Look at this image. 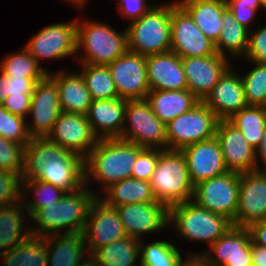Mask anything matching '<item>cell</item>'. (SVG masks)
Segmentation results:
<instances>
[{"label":"cell","mask_w":266,"mask_h":266,"mask_svg":"<svg viewBox=\"0 0 266 266\" xmlns=\"http://www.w3.org/2000/svg\"><path fill=\"white\" fill-rule=\"evenodd\" d=\"M142 149L120 138L99 139L84 159L85 186L99 197L100 191L103 193L112 184L130 178L137 155ZM95 184L99 189L94 188Z\"/></svg>","instance_id":"6da1fadb"},{"label":"cell","mask_w":266,"mask_h":266,"mask_svg":"<svg viewBox=\"0 0 266 266\" xmlns=\"http://www.w3.org/2000/svg\"><path fill=\"white\" fill-rule=\"evenodd\" d=\"M96 195L87 187L65 193L56 203L39 209L29 220L30 234L46 237L55 234L82 233ZM33 222V223H32Z\"/></svg>","instance_id":"7a4b0ae2"},{"label":"cell","mask_w":266,"mask_h":266,"mask_svg":"<svg viewBox=\"0 0 266 266\" xmlns=\"http://www.w3.org/2000/svg\"><path fill=\"white\" fill-rule=\"evenodd\" d=\"M128 50L126 27L118 31L106 21L77 19L78 64L108 66Z\"/></svg>","instance_id":"3957f363"},{"label":"cell","mask_w":266,"mask_h":266,"mask_svg":"<svg viewBox=\"0 0 266 266\" xmlns=\"http://www.w3.org/2000/svg\"><path fill=\"white\" fill-rule=\"evenodd\" d=\"M232 227L230 219L213 213L192 200L170 207L171 233L193 243H205L207 249Z\"/></svg>","instance_id":"277c9868"},{"label":"cell","mask_w":266,"mask_h":266,"mask_svg":"<svg viewBox=\"0 0 266 266\" xmlns=\"http://www.w3.org/2000/svg\"><path fill=\"white\" fill-rule=\"evenodd\" d=\"M129 51L140 55L171 50V1L155 4L139 19L126 26Z\"/></svg>","instance_id":"5b68a950"},{"label":"cell","mask_w":266,"mask_h":266,"mask_svg":"<svg viewBox=\"0 0 266 266\" xmlns=\"http://www.w3.org/2000/svg\"><path fill=\"white\" fill-rule=\"evenodd\" d=\"M150 185L155 199L168 206L192 200V184L184 154L179 150L159 149V158Z\"/></svg>","instance_id":"8992f818"},{"label":"cell","mask_w":266,"mask_h":266,"mask_svg":"<svg viewBox=\"0 0 266 266\" xmlns=\"http://www.w3.org/2000/svg\"><path fill=\"white\" fill-rule=\"evenodd\" d=\"M120 139L143 148L167 150L166 124L146 100H128Z\"/></svg>","instance_id":"52a82bcc"},{"label":"cell","mask_w":266,"mask_h":266,"mask_svg":"<svg viewBox=\"0 0 266 266\" xmlns=\"http://www.w3.org/2000/svg\"><path fill=\"white\" fill-rule=\"evenodd\" d=\"M72 20V21H71ZM47 25L25 43L24 48L42 66V61L76 57L77 19Z\"/></svg>","instance_id":"ba28073f"},{"label":"cell","mask_w":266,"mask_h":266,"mask_svg":"<svg viewBox=\"0 0 266 266\" xmlns=\"http://www.w3.org/2000/svg\"><path fill=\"white\" fill-rule=\"evenodd\" d=\"M219 119L203 102L166 124L167 150H179L215 137Z\"/></svg>","instance_id":"9c48e42d"},{"label":"cell","mask_w":266,"mask_h":266,"mask_svg":"<svg viewBox=\"0 0 266 266\" xmlns=\"http://www.w3.org/2000/svg\"><path fill=\"white\" fill-rule=\"evenodd\" d=\"M240 173L228 171L194 185L192 201L232 222L238 209Z\"/></svg>","instance_id":"30bf717a"},{"label":"cell","mask_w":266,"mask_h":266,"mask_svg":"<svg viewBox=\"0 0 266 266\" xmlns=\"http://www.w3.org/2000/svg\"><path fill=\"white\" fill-rule=\"evenodd\" d=\"M181 58L211 56L215 44L195 24L190 14L171 0V50Z\"/></svg>","instance_id":"8fae6325"},{"label":"cell","mask_w":266,"mask_h":266,"mask_svg":"<svg viewBox=\"0 0 266 266\" xmlns=\"http://www.w3.org/2000/svg\"><path fill=\"white\" fill-rule=\"evenodd\" d=\"M251 243L248 228L233 226L208 249L188 255H201L209 266H253Z\"/></svg>","instance_id":"7c38bea8"},{"label":"cell","mask_w":266,"mask_h":266,"mask_svg":"<svg viewBox=\"0 0 266 266\" xmlns=\"http://www.w3.org/2000/svg\"><path fill=\"white\" fill-rule=\"evenodd\" d=\"M61 112L59 90L56 83L47 75L36 83L32 94L30 111L26 118L29 136L47 137Z\"/></svg>","instance_id":"4fadbf2b"},{"label":"cell","mask_w":266,"mask_h":266,"mask_svg":"<svg viewBox=\"0 0 266 266\" xmlns=\"http://www.w3.org/2000/svg\"><path fill=\"white\" fill-rule=\"evenodd\" d=\"M88 252L127 236L117 208L108 206L99 197L92 202L82 231Z\"/></svg>","instance_id":"5bb4252c"},{"label":"cell","mask_w":266,"mask_h":266,"mask_svg":"<svg viewBox=\"0 0 266 266\" xmlns=\"http://www.w3.org/2000/svg\"><path fill=\"white\" fill-rule=\"evenodd\" d=\"M127 236L143 240L145 235L169 230L170 208L158 201L117 207Z\"/></svg>","instance_id":"9a60e30c"},{"label":"cell","mask_w":266,"mask_h":266,"mask_svg":"<svg viewBox=\"0 0 266 266\" xmlns=\"http://www.w3.org/2000/svg\"><path fill=\"white\" fill-rule=\"evenodd\" d=\"M47 138L85 159L96 146L99 138L94 134L86 115L61 112Z\"/></svg>","instance_id":"2e32d148"},{"label":"cell","mask_w":266,"mask_h":266,"mask_svg":"<svg viewBox=\"0 0 266 266\" xmlns=\"http://www.w3.org/2000/svg\"><path fill=\"white\" fill-rule=\"evenodd\" d=\"M119 98L145 100L150 91L146 56L127 51L108 65Z\"/></svg>","instance_id":"e0dca14e"},{"label":"cell","mask_w":266,"mask_h":266,"mask_svg":"<svg viewBox=\"0 0 266 266\" xmlns=\"http://www.w3.org/2000/svg\"><path fill=\"white\" fill-rule=\"evenodd\" d=\"M266 221V170L240 173L238 209L233 226Z\"/></svg>","instance_id":"ac0fdd59"},{"label":"cell","mask_w":266,"mask_h":266,"mask_svg":"<svg viewBox=\"0 0 266 266\" xmlns=\"http://www.w3.org/2000/svg\"><path fill=\"white\" fill-rule=\"evenodd\" d=\"M232 64L217 52L211 56L182 58L188 90L202 102Z\"/></svg>","instance_id":"d6986e66"},{"label":"cell","mask_w":266,"mask_h":266,"mask_svg":"<svg viewBox=\"0 0 266 266\" xmlns=\"http://www.w3.org/2000/svg\"><path fill=\"white\" fill-rule=\"evenodd\" d=\"M202 102L219 120H228L233 114L248 106L241 74L233 64L224 72Z\"/></svg>","instance_id":"ffe728a7"},{"label":"cell","mask_w":266,"mask_h":266,"mask_svg":"<svg viewBox=\"0 0 266 266\" xmlns=\"http://www.w3.org/2000/svg\"><path fill=\"white\" fill-rule=\"evenodd\" d=\"M181 152L186 158L189 177L193 185L228 172L216 137L189 145Z\"/></svg>","instance_id":"44dd1931"},{"label":"cell","mask_w":266,"mask_h":266,"mask_svg":"<svg viewBox=\"0 0 266 266\" xmlns=\"http://www.w3.org/2000/svg\"><path fill=\"white\" fill-rule=\"evenodd\" d=\"M215 137L219 141L228 171L256 170V152L242 133L228 120H219Z\"/></svg>","instance_id":"7402d4cb"},{"label":"cell","mask_w":266,"mask_h":266,"mask_svg":"<svg viewBox=\"0 0 266 266\" xmlns=\"http://www.w3.org/2000/svg\"><path fill=\"white\" fill-rule=\"evenodd\" d=\"M150 90H186L182 58L172 51L146 56Z\"/></svg>","instance_id":"603a6c76"},{"label":"cell","mask_w":266,"mask_h":266,"mask_svg":"<svg viewBox=\"0 0 266 266\" xmlns=\"http://www.w3.org/2000/svg\"><path fill=\"white\" fill-rule=\"evenodd\" d=\"M127 103L119 97L92 101L86 117L99 139L121 137Z\"/></svg>","instance_id":"cb8c5ba5"},{"label":"cell","mask_w":266,"mask_h":266,"mask_svg":"<svg viewBox=\"0 0 266 266\" xmlns=\"http://www.w3.org/2000/svg\"><path fill=\"white\" fill-rule=\"evenodd\" d=\"M48 76L59 90V104L63 112L86 115L93 99L81 74L62 67L50 71Z\"/></svg>","instance_id":"d4e9b609"},{"label":"cell","mask_w":266,"mask_h":266,"mask_svg":"<svg viewBox=\"0 0 266 266\" xmlns=\"http://www.w3.org/2000/svg\"><path fill=\"white\" fill-rule=\"evenodd\" d=\"M44 238L47 266H81L90 257L82 233L55 234Z\"/></svg>","instance_id":"484cf974"},{"label":"cell","mask_w":266,"mask_h":266,"mask_svg":"<svg viewBox=\"0 0 266 266\" xmlns=\"http://www.w3.org/2000/svg\"><path fill=\"white\" fill-rule=\"evenodd\" d=\"M72 153L63 149L47 137L31 138L25 146L24 171L22 179H38L45 166L60 165Z\"/></svg>","instance_id":"4316f807"},{"label":"cell","mask_w":266,"mask_h":266,"mask_svg":"<svg viewBox=\"0 0 266 266\" xmlns=\"http://www.w3.org/2000/svg\"><path fill=\"white\" fill-rule=\"evenodd\" d=\"M151 110L167 124L193 109L201 101L190 90H150L145 97Z\"/></svg>","instance_id":"83f0119b"},{"label":"cell","mask_w":266,"mask_h":266,"mask_svg":"<svg viewBox=\"0 0 266 266\" xmlns=\"http://www.w3.org/2000/svg\"><path fill=\"white\" fill-rule=\"evenodd\" d=\"M179 4L203 34L216 44L223 27L224 13L228 9L226 0H182Z\"/></svg>","instance_id":"f1b7e54d"},{"label":"cell","mask_w":266,"mask_h":266,"mask_svg":"<svg viewBox=\"0 0 266 266\" xmlns=\"http://www.w3.org/2000/svg\"><path fill=\"white\" fill-rule=\"evenodd\" d=\"M26 218L29 220L22 200L0 206V253L15 248L30 235Z\"/></svg>","instance_id":"f546056e"},{"label":"cell","mask_w":266,"mask_h":266,"mask_svg":"<svg viewBox=\"0 0 266 266\" xmlns=\"http://www.w3.org/2000/svg\"><path fill=\"white\" fill-rule=\"evenodd\" d=\"M222 25L215 50L221 56L236 63L237 60H242L247 52L250 30L239 24L229 9L224 13Z\"/></svg>","instance_id":"4dcf8cb0"},{"label":"cell","mask_w":266,"mask_h":266,"mask_svg":"<svg viewBox=\"0 0 266 266\" xmlns=\"http://www.w3.org/2000/svg\"><path fill=\"white\" fill-rule=\"evenodd\" d=\"M38 179L53 184L66 193L77 191L85 185L84 159L72 153L60 165L45 166Z\"/></svg>","instance_id":"1f68e13d"},{"label":"cell","mask_w":266,"mask_h":266,"mask_svg":"<svg viewBox=\"0 0 266 266\" xmlns=\"http://www.w3.org/2000/svg\"><path fill=\"white\" fill-rule=\"evenodd\" d=\"M99 198L114 208L132 203L157 201L152 193L150 182L132 177L112 184L101 193Z\"/></svg>","instance_id":"d6a6232c"},{"label":"cell","mask_w":266,"mask_h":266,"mask_svg":"<svg viewBox=\"0 0 266 266\" xmlns=\"http://www.w3.org/2000/svg\"><path fill=\"white\" fill-rule=\"evenodd\" d=\"M90 256L100 266H140V240L126 236L98 248Z\"/></svg>","instance_id":"836d02e7"},{"label":"cell","mask_w":266,"mask_h":266,"mask_svg":"<svg viewBox=\"0 0 266 266\" xmlns=\"http://www.w3.org/2000/svg\"><path fill=\"white\" fill-rule=\"evenodd\" d=\"M0 266H47L46 240L29 235L15 248L0 253Z\"/></svg>","instance_id":"e575fe53"},{"label":"cell","mask_w":266,"mask_h":266,"mask_svg":"<svg viewBox=\"0 0 266 266\" xmlns=\"http://www.w3.org/2000/svg\"><path fill=\"white\" fill-rule=\"evenodd\" d=\"M170 238L150 243L140 240V266H179L186 255L181 253L177 241Z\"/></svg>","instance_id":"d590c367"},{"label":"cell","mask_w":266,"mask_h":266,"mask_svg":"<svg viewBox=\"0 0 266 266\" xmlns=\"http://www.w3.org/2000/svg\"><path fill=\"white\" fill-rule=\"evenodd\" d=\"M228 121L234 125L256 150L266 127V107L246 106L233 114Z\"/></svg>","instance_id":"8d00e7d4"},{"label":"cell","mask_w":266,"mask_h":266,"mask_svg":"<svg viewBox=\"0 0 266 266\" xmlns=\"http://www.w3.org/2000/svg\"><path fill=\"white\" fill-rule=\"evenodd\" d=\"M65 191L55 187L53 184L40 179L26 180L22 179V198L24 207L29 219L41 208L58 202L64 195ZM28 194H33L30 199ZM29 197V198H28Z\"/></svg>","instance_id":"74e56055"},{"label":"cell","mask_w":266,"mask_h":266,"mask_svg":"<svg viewBox=\"0 0 266 266\" xmlns=\"http://www.w3.org/2000/svg\"><path fill=\"white\" fill-rule=\"evenodd\" d=\"M21 48L17 52L8 53L1 59L0 72L10 77L44 79L50 69L46 66H41L24 46Z\"/></svg>","instance_id":"f35d334b"},{"label":"cell","mask_w":266,"mask_h":266,"mask_svg":"<svg viewBox=\"0 0 266 266\" xmlns=\"http://www.w3.org/2000/svg\"><path fill=\"white\" fill-rule=\"evenodd\" d=\"M93 100L118 98L117 89L108 66L77 64Z\"/></svg>","instance_id":"ab89813d"},{"label":"cell","mask_w":266,"mask_h":266,"mask_svg":"<svg viewBox=\"0 0 266 266\" xmlns=\"http://www.w3.org/2000/svg\"><path fill=\"white\" fill-rule=\"evenodd\" d=\"M251 64L246 70L239 71L244 87V95L248 106L266 107V64L244 61ZM245 72V73H243ZM243 74V75H242Z\"/></svg>","instance_id":"60d3db41"},{"label":"cell","mask_w":266,"mask_h":266,"mask_svg":"<svg viewBox=\"0 0 266 266\" xmlns=\"http://www.w3.org/2000/svg\"><path fill=\"white\" fill-rule=\"evenodd\" d=\"M0 136L26 146L31 140L26 118L10 113L0 105Z\"/></svg>","instance_id":"b9f144b4"},{"label":"cell","mask_w":266,"mask_h":266,"mask_svg":"<svg viewBox=\"0 0 266 266\" xmlns=\"http://www.w3.org/2000/svg\"><path fill=\"white\" fill-rule=\"evenodd\" d=\"M24 159L25 146L0 136V170L10 171L22 178Z\"/></svg>","instance_id":"7bdbcfd3"},{"label":"cell","mask_w":266,"mask_h":266,"mask_svg":"<svg viewBox=\"0 0 266 266\" xmlns=\"http://www.w3.org/2000/svg\"><path fill=\"white\" fill-rule=\"evenodd\" d=\"M22 178L10 171L0 170V206L21 201Z\"/></svg>","instance_id":"ee69618b"},{"label":"cell","mask_w":266,"mask_h":266,"mask_svg":"<svg viewBox=\"0 0 266 266\" xmlns=\"http://www.w3.org/2000/svg\"><path fill=\"white\" fill-rule=\"evenodd\" d=\"M159 158V149L143 148L133 165L132 178L150 182Z\"/></svg>","instance_id":"f6af8a7d"},{"label":"cell","mask_w":266,"mask_h":266,"mask_svg":"<svg viewBox=\"0 0 266 266\" xmlns=\"http://www.w3.org/2000/svg\"><path fill=\"white\" fill-rule=\"evenodd\" d=\"M243 59L266 64V23L249 31L248 49Z\"/></svg>","instance_id":"bcb514c9"},{"label":"cell","mask_w":266,"mask_h":266,"mask_svg":"<svg viewBox=\"0 0 266 266\" xmlns=\"http://www.w3.org/2000/svg\"><path fill=\"white\" fill-rule=\"evenodd\" d=\"M118 1L119 14L123 16V19H127L130 22L139 19L147 11H149L157 1L154 0H115Z\"/></svg>","instance_id":"7dc6e473"},{"label":"cell","mask_w":266,"mask_h":266,"mask_svg":"<svg viewBox=\"0 0 266 266\" xmlns=\"http://www.w3.org/2000/svg\"><path fill=\"white\" fill-rule=\"evenodd\" d=\"M43 79L6 76V95H32L37 82Z\"/></svg>","instance_id":"c3c4849f"},{"label":"cell","mask_w":266,"mask_h":266,"mask_svg":"<svg viewBox=\"0 0 266 266\" xmlns=\"http://www.w3.org/2000/svg\"><path fill=\"white\" fill-rule=\"evenodd\" d=\"M226 3L228 9L232 12L239 24L246 27L248 30L254 28V21L258 16L255 10L246 7L245 4H239V0H226Z\"/></svg>","instance_id":"681fc988"},{"label":"cell","mask_w":266,"mask_h":266,"mask_svg":"<svg viewBox=\"0 0 266 266\" xmlns=\"http://www.w3.org/2000/svg\"><path fill=\"white\" fill-rule=\"evenodd\" d=\"M32 95H9L1 104L8 112L27 118Z\"/></svg>","instance_id":"f907efd6"},{"label":"cell","mask_w":266,"mask_h":266,"mask_svg":"<svg viewBox=\"0 0 266 266\" xmlns=\"http://www.w3.org/2000/svg\"><path fill=\"white\" fill-rule=\"evenodd\" d=\"M252 242L255 245L266 248V221H259L248 227Z\"/></svg>","instance_id":"816d5d0a"},{"label":"cell","mask_w":266,"mask_h":266,"mask_svg":"<svg viewBox=\"0 0 266 266\" xmlns=\"http://www.w3.org/2000/svg\"><path fill=\"white\" fill-rule=\"evenodd\" d=\"M256 152V170H266V127Z\"/></svg>","instance_id":"f5cc1de1"},{"label":"cell","mask_w":266,"mask_h":266,"mask_svg":"<svg viewBox=\"0 0 266 266\" xmlns=\"http://www.w3.org/2000/svg\"><path fill=\"white\" fill-rule=\"evenodd\" d=\"M253 266H266V248L251 243Z\"/></svg>","instance_id":"db71d44e"},{"label":"cell","mask_w":266,"mask_h":266,"mask_svg":"<svg viewBox=\"0 0 266 266\" xmlns=\"http://www.w3.org/2000/svg\"><path fill=\"white\" fill-rule=\"evenodd\" d=\"M179 266H209L201 255H186Z\"/></svg>","instance_id":"11a10c76"},{"label":"cell","mask_w":266,"mask_h":266,"mask_svg":"<svg viewBox=\"0 0 266 266\" xmlns=\"http://www.w3.org/2000/svg\"><path fill=\"white\" fill-rule=\"evenodd\" d=\"M239 4H245L252 10H255L258 14L263 11L266 13V5L262 0H239Z\"/></svg>","instance_id":"9f6ffc18"},{"label":"cell","mask_w":266,"mask_h":266,"mask_svg":"<svg viewBox=\"0 0 266 266\" xmlns=\"http://www.w3.org/2000/svg\"><path fill=\"white\" fill-rule=\"evenodd\" d=\"M62 2L67 3L69 6L72 8L75 7L77 8L78 12L82 11L81 14L86 10L85 8L88 7L89 3L91 0H61ZM88 4V5H87ZM87 5V6H86Z\"/></svg>","instance_id":"6f0895ef"},{"label":"cell","mask_w":266,"mask_h":266,"mask_svg":"<svg viewBox=\"0 0 266 266\" xmlns=\"http://www.w3.org/2000/svg\"><path fill=\"white\" fill-rule=\"evenodd\" d=\"M6 75L0 72V105L5 101L6 95Z\"/></svg>","instance_id":"680465c9"},{"label":"cell","mask_w":266,"mask_h":266,"mask_svg":"<svg viewBox=\"0 0 266 266\" xmlns=\"http://www.w3.org/2000/svg\"><path fill=\"white\" fill-rule=\"evenodd\" d=\"M81 266H100L91 256Z\"/></svg>","instance_id":"91938a15"},{"label":"cell","mask_w":266,"mask_h":266,"mask_svg":"<svg viewBox=\"0 0 266 266\" xmlns=\"http://www.w3.org/2000/svg\"><path fill=\"white\" fill-rule=\"evenodd\" d=\"M176 3H179L180 1H182V0H174Z\"/></svg>","instance_id":"94428289"}]
</instances>
